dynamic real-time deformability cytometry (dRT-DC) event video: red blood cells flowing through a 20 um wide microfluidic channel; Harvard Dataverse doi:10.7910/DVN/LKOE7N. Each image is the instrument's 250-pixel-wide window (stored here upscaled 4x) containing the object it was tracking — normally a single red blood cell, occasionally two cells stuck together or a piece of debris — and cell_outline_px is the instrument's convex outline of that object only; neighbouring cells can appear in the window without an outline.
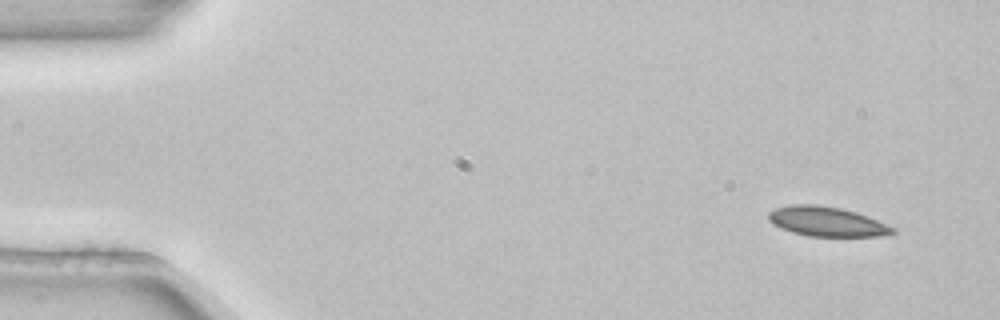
{"species": "common noctule bat (a hibernating species)", "species_latin": "Nyctalus noctula", "temperature_condition": "room temperature", "stored_images_in_passage": 4, "camera_frame_rate_fps": 3000, "um_per_image_px": 0.085, "animal": {"sex": "female", "body_mass_g": 22.7, "forearm_length_mm": 54.2}, "frame": {"image": 1, "passage_image": 1, "time_ms": 0.0, "image_size_px": [1000, 320], "cell_outline_px": [[896, 232], [876, 236], [808, 236], [792, 232], [780, 228], [772, 224], [768, 220], [768, 212], [776, 208], [792, 204], [816, 204], [840, 208], [856, 212], [868, 216], [896, 228]], "centroid_in_image_um": [70.25, 18.82], "position_along_channel_um": 14.8, "area_um2": 21.44}}
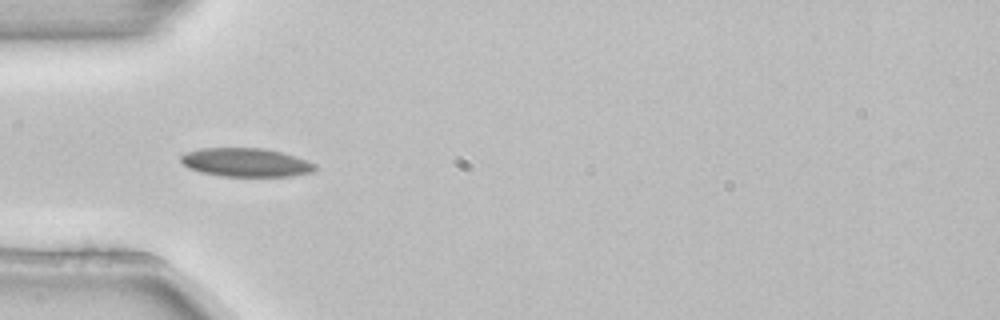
{"frame": {"image": 2, "passage_image": 3, "time_ms": 0.667, "image_size_px": [1000, 320], "cell_outline_px": [[316, 168], [312, 172], [292, 176], [220, 176], [200, 172], [188, 168], [180, 160], [180, 156], [184, 152], [200, 148], [264, 148], [280, 152], [308, 160], [316, 164]], "centroid_in_image_um": [20.87, 13.8], "position_along_channel_um": 64.1, "area_um2": 22.48}}